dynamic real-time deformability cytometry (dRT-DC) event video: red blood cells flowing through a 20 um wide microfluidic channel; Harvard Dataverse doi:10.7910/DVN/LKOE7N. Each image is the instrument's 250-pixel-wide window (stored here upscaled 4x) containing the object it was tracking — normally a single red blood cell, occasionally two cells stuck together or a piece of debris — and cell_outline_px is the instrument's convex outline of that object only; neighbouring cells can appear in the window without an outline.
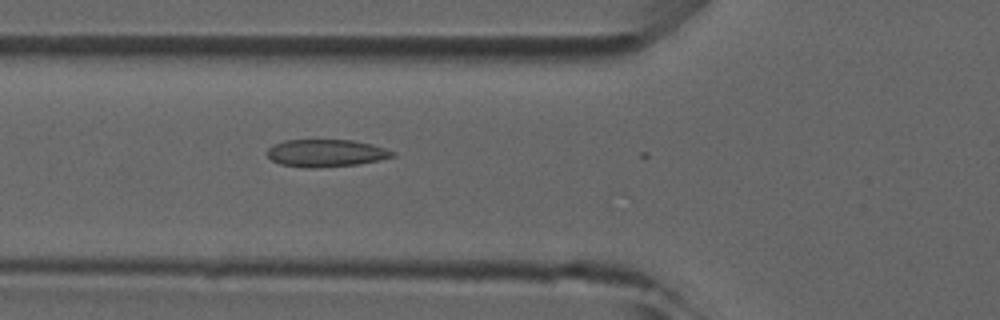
{"species": "common noctule bat (a hibernating species)", "species_latin": "Nyctalus noctula", "temperature_condition": "room temperature", "stored_images_in_passage": 6, "camera_frame_rate_fps": 3000, "um_per_image_px": 0.085, "animal": {"sex": "male", "forearm_length_mm": 52.5}, "frame": {"image": 1, "passage_image": 3, "time_ms": 0.667, "image_size_px": [1000, 320], "cell_outline_px": [[396, 156], [380, 160], [356, 164], [316, 168], [308, 168], [280, 164], [272, 160], [264, 152], [268, 148], [284, 140], [352, 140], [372, 144], [396, 152]], "centroid_in_image_um": [27.71, 13.01], "position_along_channel_um": 98.1, "area_um2": 20.06}}